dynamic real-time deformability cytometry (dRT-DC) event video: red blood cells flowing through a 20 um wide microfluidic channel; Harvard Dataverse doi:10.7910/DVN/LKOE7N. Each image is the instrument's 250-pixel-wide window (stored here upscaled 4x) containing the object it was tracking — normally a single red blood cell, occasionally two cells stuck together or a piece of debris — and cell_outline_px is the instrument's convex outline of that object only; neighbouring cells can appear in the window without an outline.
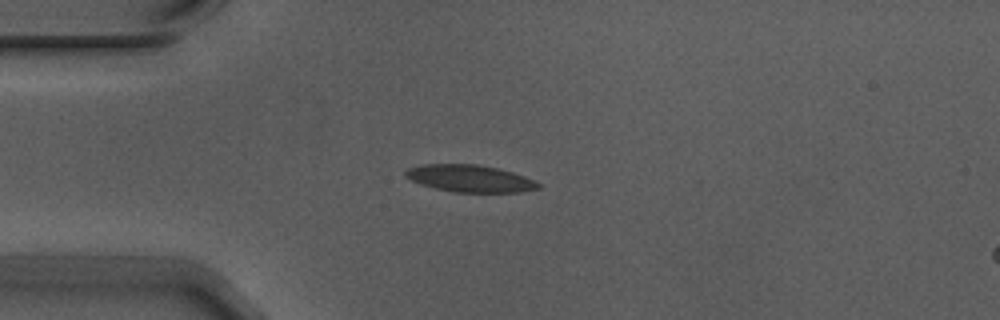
{"species": "Egyptian fruit bat (a non-hibernating species)", "species_latin": "Rousettus aegyptiacus", "temperature_condition": "warm", "stored_images_in_passage": 3, "camera_frame_rate_fps": 3000, "um_per_image_px": 0.085, "animal": {"sex": "male"}, "frame": {"image": 1, "passage_image": 3, "time_ms": 0.667, "image_size_px": [1000, 320], "cell_outline_px": [[540, 188], [520, 192], [456, 192], [436, 188], [420, 184], [404, 176], [404, 172], [408, 168], [420, 164], [476, 164], [496, 168], [512, 172], [536, 180], [540, 184]], "centroid_in_image_um": [39.94, 15.16], "position_along_channel_um": 45.1, "area_um2": 20.92}}